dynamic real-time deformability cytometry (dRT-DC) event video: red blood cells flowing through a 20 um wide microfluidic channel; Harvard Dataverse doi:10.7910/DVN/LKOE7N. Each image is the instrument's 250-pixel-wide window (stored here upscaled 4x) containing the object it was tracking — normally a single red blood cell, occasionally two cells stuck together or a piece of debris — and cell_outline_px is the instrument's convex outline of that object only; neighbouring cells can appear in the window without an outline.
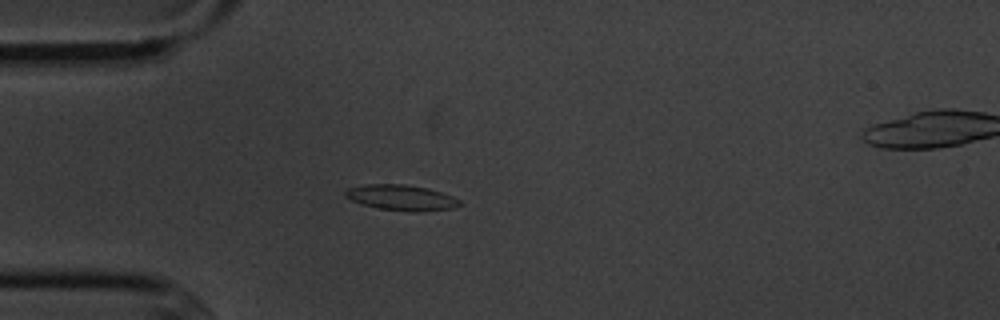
{"species": "common noctule bat (a hibernating species)", "species_latin": "Nyctalus noctula", "temperature_condition": "cold", "stored_images_in_passage": 5, "camera_frame_rate_fps": 3000, "um_per_image_px": 0.085, "animal": {"sex": "male", "body_mass_g": 20.1, "forearm_length_mm": 53.5}, "frame": {"image": 1, "passage_image": 4, "time_ms": 3.667, "image_size_px": [1000, 320], "cell_outline_px": [[464, 204], [452, 208], [424, 212], [412, 212], [380, 208], [360, 204], [344, 196], [344, 192], [348, 188], [368, 184], [404, 184], [428, 188], [452, 196], [460, 200]], "centroid_in_image_um": [34.14, 16.8], "position_along_channel_um": 50.9, "area_um2": 17.11}}